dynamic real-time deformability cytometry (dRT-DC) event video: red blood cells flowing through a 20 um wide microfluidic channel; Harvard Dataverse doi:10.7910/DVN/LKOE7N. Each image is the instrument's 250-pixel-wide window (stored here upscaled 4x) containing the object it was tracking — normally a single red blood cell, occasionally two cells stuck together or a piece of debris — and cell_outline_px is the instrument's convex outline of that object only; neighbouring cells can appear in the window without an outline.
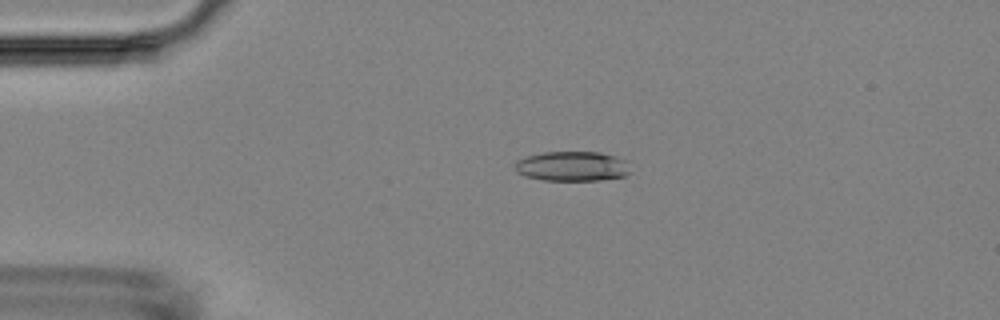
{"species": "Egyptian fruit bat (a non-hibernating species)", "species_latin": "Rousettus aegyptiacus", "temperature_condition": "room temperature", "stored_images_in_passage": 5, "camera_frame_rate_fps": 3000, "um_per_image_px": 0.085, "animal": {"sex": "female"}, "frame": {"image": 1, "passage_image": 4, "time_ms": 1.0, "image_size_px": [1000, 320], "cell_outline_px": [[632, 172], [624, 176], [600, 180], [544, 180], [524, 176], [516, 172], [516, 160], [528, 156], [544, 152], [600, 152], [624, 160]], "centroid_in_image_um": [48.63, 14.14], "position_along_channel_um": 36.4, "area_um2": 19.88}}